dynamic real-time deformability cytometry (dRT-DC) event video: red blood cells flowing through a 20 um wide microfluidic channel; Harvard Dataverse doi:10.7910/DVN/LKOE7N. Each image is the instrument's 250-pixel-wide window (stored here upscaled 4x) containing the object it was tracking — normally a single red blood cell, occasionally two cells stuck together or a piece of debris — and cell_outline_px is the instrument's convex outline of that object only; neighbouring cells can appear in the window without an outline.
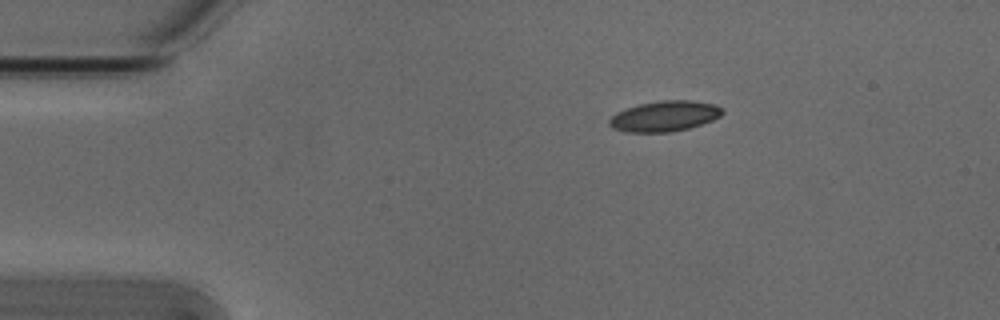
{"species": "Egyptian fruit bat (a non-hibernating species)", "species_latin": "Rousettus aegyptiacus", "temperature_condition": "cold", "stored_images_in_passage": 4, "camera_frame_rate_fps": 3000, "um_per_image_px": 0.085, "animal": {"sex": "male"}, "frame": {"image": 1, "passage_image": 1, "time_ms": 0.0, "image_size_px": [1000, 320], "cell_outline_px": [[724, 112], [720, 116], [712, 120], [688, 128], [668, 132], [628, 132], [612, 128], [608, 124], [608, 120], [616, 112], [640, 104], [660, 100], [692, 100], [716, 104], [724, 108]], "centroid_in_image_um": [56.5, 9.86], "position_along_channel_um": 28.5, "area_um2": 20.11}}
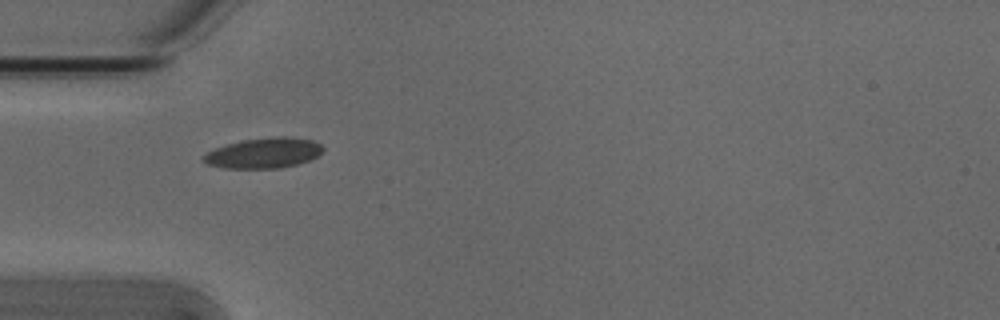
{"frame": {"image": 2, "passage_image": 3, "time_ms": 0.667, "image_size_px": [1000, 320], "cell_outline_px": [[324, 152], [308, 160], [296, 164], [276, 168], [224, 168], [208, 164], [200, 156], [216, 148], [228, 144], [244, 140], [276, 136], [284, 136], [312, 140], [320, 144], [324, 148]], "centroid_in_image_um": [22.43, 13.0], "position_along_channel_um": 62.6, "area_um2": 20.87}}
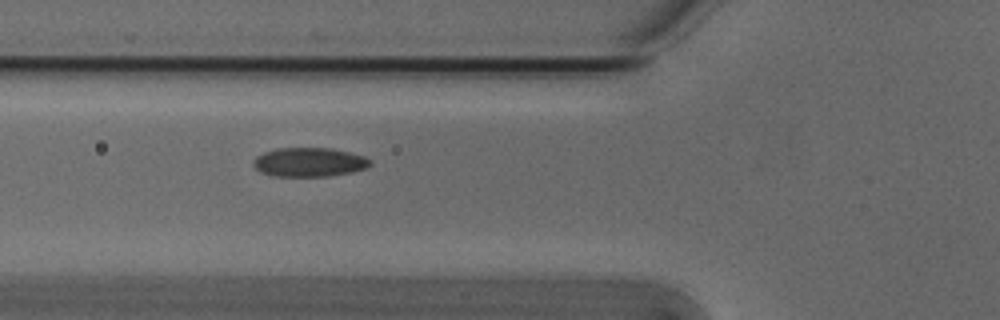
{"frame": {"image": 3, "passage_image": 4, "time_ms": 1.0, "image_size_px": [1000, 320], "cell_outline_px": [[372, 164], [368, 168], [352, 172], [328, 176], [272, 176], [260, 172], [252, 164], [252, 160], [256, 156], [264, 152], [276, 148], [332, 148], [364, 156], [372, 160]], "centroid_in_image_um": [26.28, 13.78], "position_along_channel_um": 99.5, "area_um2": 20.0}}